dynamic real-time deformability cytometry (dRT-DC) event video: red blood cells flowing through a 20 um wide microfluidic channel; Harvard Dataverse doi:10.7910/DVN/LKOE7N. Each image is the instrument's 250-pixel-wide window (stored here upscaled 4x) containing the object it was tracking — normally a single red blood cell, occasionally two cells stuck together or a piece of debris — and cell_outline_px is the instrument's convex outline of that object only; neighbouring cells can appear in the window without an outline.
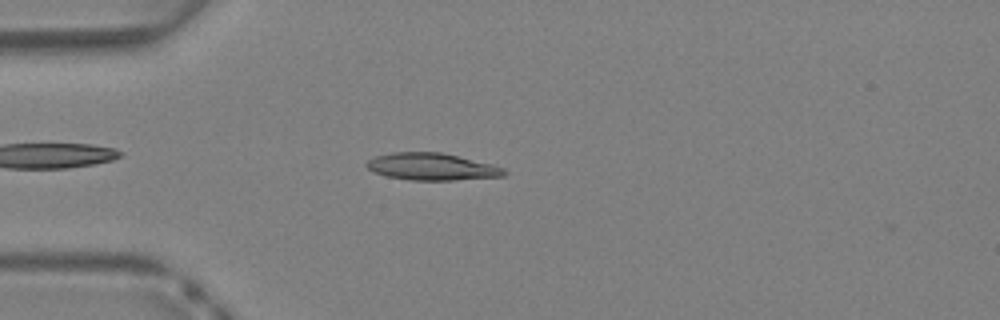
{"species": "Egyptian fruit bat (a non-hibernating species)", "species_latin": "Rousettus aegyptiacus", "temperature_condition": "warm", "stored_images_in_passage": 38, "camera_frame_rate_fps": 3000, "um_per_image_px": 0.085, "animal": {"sex": "female"}, "frame": {"image": 1, "passage_image": 10, "time_ms": 3.0, "image_size_px": [1000, 320], "cell_outline_px": [[508, 172], [504, 176], [456, 180], [408, 180], [388, 176], [372, 172], [364, 164], [368, 160], [376, 156], [392, 152], [440, 152], [492, 164], [504, 168]], "centroid_in_image_um": [36.69, 14.17], "position_along_channel_um": 48.3, "area_um2": 21.73}}
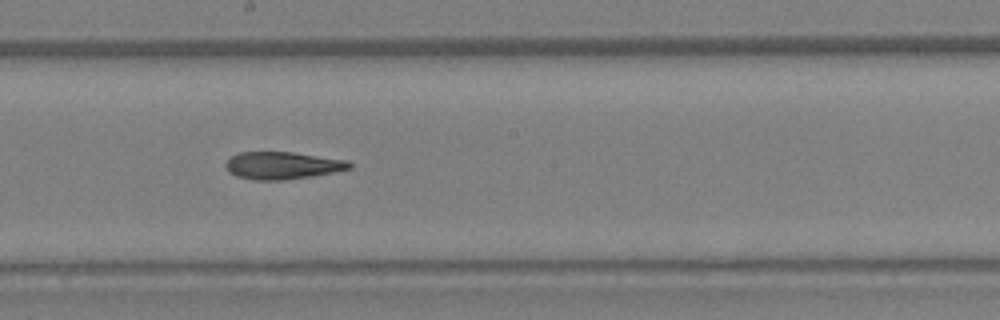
{"frame": {"image": 2, "passage_image": 21, "time_ms": 6.667, "image_size_px": [1000, 320], "cell_outline_px": [[352, 168], [312, 176], [284, 180], [256, 180], [236, 176], [228, 172], [224, 164], [232, 156], [240, 152], [292, 152], [348, 160], [352, 164]], "centroid_in_image_um": [24.0, 14.06], "position_along_channel_um": 224.2, "area_um2": 19.71}}
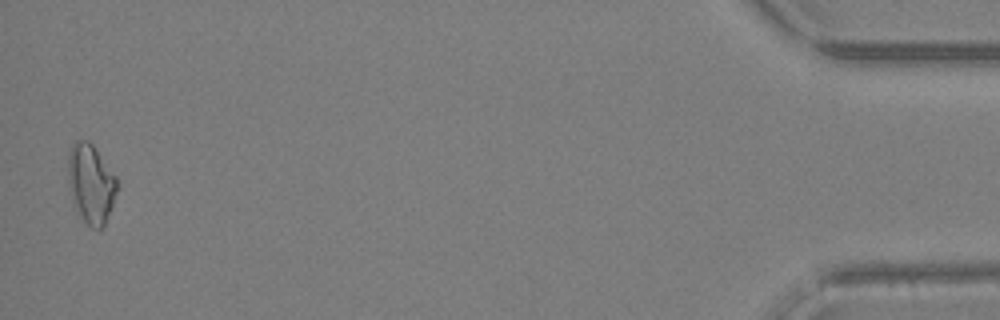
{"frame": {"image": 3, "passage_image": 38, "time_ms": 12.333, "image_size_px": [1000, 320], "cell_outline_px": [[116, 192], [112, 204], [104, 224], [100, 228], [92, 228], [76, 216], [72, 200], [68, 180], [68, 152], [72, 144], [76, 140], [88, 140], [92, 144], [116, 176]], "centroid_in_image_um": [7.68, 15.62], "position_along_channel_um": 427.5, "area_um2": 22.6}}